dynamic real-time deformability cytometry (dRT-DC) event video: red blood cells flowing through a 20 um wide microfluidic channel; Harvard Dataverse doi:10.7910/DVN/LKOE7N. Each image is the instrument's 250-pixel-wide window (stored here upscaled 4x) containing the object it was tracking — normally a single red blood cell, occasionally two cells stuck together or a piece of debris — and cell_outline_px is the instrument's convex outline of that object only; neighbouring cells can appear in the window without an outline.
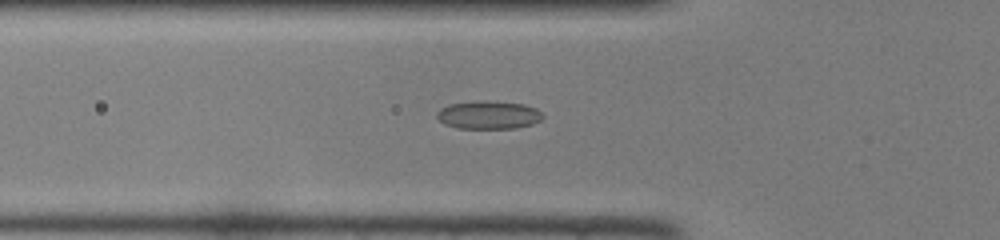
{"species": "common noctule bat (a hibernating species)", "species_latin": "Nyctalus noctula", "temperature_condition": "room temperature", "stored_images_in_passage": 38, "camera_frame_rate_fps": 3000, "um_per_image_px": 0.085, "animal": {"sex": "female", "body_mass_g": 22.0, "forearm_length_mm": 56.7}, "frame": {"image": 1, "passage_image": 8, "time_ms": 2.333, "image_size_px": [1000, 240], "cell_outline_px": [[544, 116], [540, 120], [532, 124], [516, 128], [456, 128], [444, 124], [436, 116], [436, 112], [440, 108], [448, 104], [476, 100], [488, 100], [524, 104], [536, 108]], "centroid_in_image_um": [41.49, 9.75], "position_along_channel_um": 84.3, "area_um2": 17.57}}
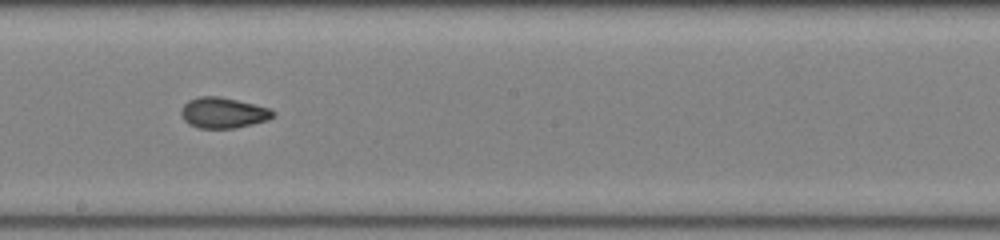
{"frame": {"image": 2, "passage_image": 18, "time_ms": 5.667, "image_size_px": [1000, 240], "cell_outline_px": [[276, 112], [268, 120], [236, 128], [200, 128], [188, 124], [184, 120], [180, 112], [184, 104], [188, 100], [200, 96], [220, 96], [268, 108]], "centroid_in_image_um": [18.94, 9.59], "position_along_channel_um": 229.3, "area_um2": 16.3}}
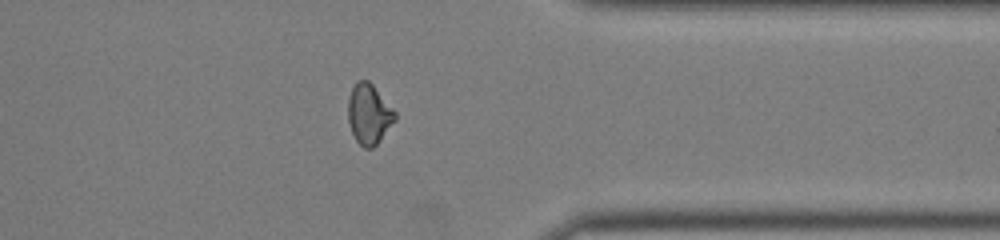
{"frame": {"image": 3, "passage_image": 29, "time_ms": 9.333, "image_size_px": [1000, 240], "cell_outline_px": [[396, 120], [376, 144], [372, 148], [364, 148], [356, 140], [352, 132], [348, 120], [348, 96], [356, 80], [368, 80], [372, 84], [396, 112]], "centroid_in_image_um": [31.35, 9.68], "position_along_channel_um": 380.1, "area_um2": 16.36}}